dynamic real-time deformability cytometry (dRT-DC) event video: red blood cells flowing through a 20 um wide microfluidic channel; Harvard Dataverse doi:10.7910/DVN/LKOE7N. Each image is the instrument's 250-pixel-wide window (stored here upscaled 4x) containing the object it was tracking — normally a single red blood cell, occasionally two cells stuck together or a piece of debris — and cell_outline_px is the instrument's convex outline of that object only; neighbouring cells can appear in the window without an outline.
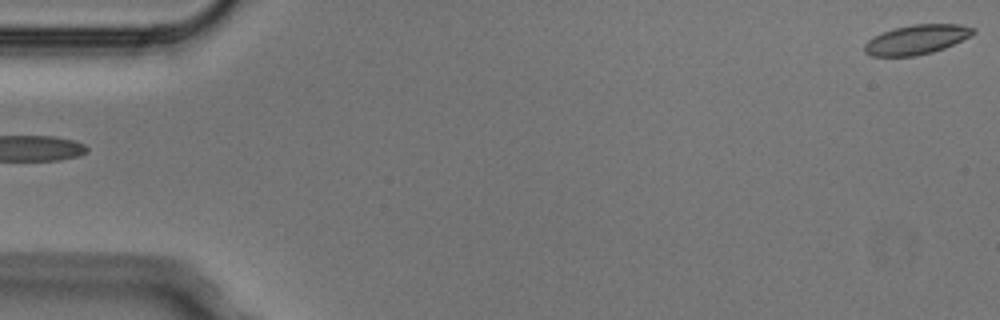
{"species": "Egyptian fruit bat (a non-hibernating species)", "species_latin": "Rousettus aegyptiacus", "temperature_condition": "cold", "stored_images_in_passage": 5, "segment_of_instrument_passage": [2, 2], "camera_frame_rate_fps": 3000, "um_per_image_px": 0.085, "animal": {"sex": "male"}, "frame": {"image": 1, "passage_image": 5, "time_ms": 1.333, "image_size_px": [1000, 320], "cell_outline_px": [[976, 32], [972, 36], [944, 48], [932, 52], [916, 56], [872, 56], [864, 52], [864, 44], [872, 36], [896, 28], [912, 24], [960, 24], [976, 28]], "centroid_in_image_um": [77.93, 3.36], "position_along_channel_um": 7.1, "area_um2": 18.79}}